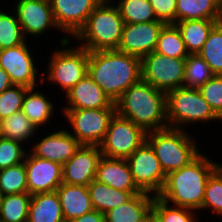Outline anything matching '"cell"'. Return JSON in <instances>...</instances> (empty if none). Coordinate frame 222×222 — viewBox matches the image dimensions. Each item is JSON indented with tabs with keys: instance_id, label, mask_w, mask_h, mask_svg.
<instances>
[{
	"instance_id": "obj_24",
	"label": "cell",
	"mask_w": 222,
	"mask_h": 222,
	"mask_svg": "<svg viewBox=\"0 0 222 222\" xmlns=\"http://www.w3.org/2000/svg\"><path fill=\"white\" fill-rule=\"evenodd\" d=\"M154 197L147 192L135 194L125 204L107 211L105 222H138L152 208Z\"/></svg>"
},
{
	"instance_id": "obj_41",
	"label": "cell",
	"mask_w": 222,
	"mask_h": 222,
	"mask_svg": "<svg viewBox=\"0 0 222 222\" xmlns=\"http://www.w3.org/2000/svg\"><path fill=\"white\" fill-rule=\"evenodd\" d=\"M159 21L165 24L176 23L177 0H149Z\"/></svg>"
},
{
	"instance_id": "obj_15",
	"label": "cell",
	"mask_w": 222,
	"mask_h": 222,
	"mask_svg": "<svg viewBox=\"0 0 222 222\" xmlns=\"http://www.w3.org/2000/svg\"><path fill=\"white\" fill-rule=\"evenodd\" d=\"M15 4L14 13L25 38L28 33L41 36L48 28L58 29L50 0H18Z\"/></svg>"
},
{
	"instance_id": "obj_28",
	"label": "cell",
	"mask_w": 222,
	"mask_h": 222,
	"mask_svg": "<svg viewBox=\"0 0 222 222\" xmlns=\"http://www.w3.org/2000/svg\"><path fill=\"white\" fill-rule=\"evenodd\" d=\"M37 129L22 110L0 121V137L20 143L31 139Z\"/></svg>"
},
{
	"instance_id": "obj_29",
	"label": "cell",
	"mask_w": 222,
	"mask_h": 222,
	"mask_svg": "<svg viewBox=\"0 0 222 222\" xmlns=\"http://www.w3.org/2000/svg\"><path fill=\"white\" fill-rule=\"evenodd\" d=\"M31 197L29 193L2 196L0 222H27Z\"/></svg>"
},
{
	"instance_id": "obj_6",
	"label": "cell",
	"mask_w": 222,
	"mask_h": 222,
	"mask_svg": "<svg viewBox=\"0 0 222 222\" xmlns=\"http://www.w3.org/2000/svg\"><path fill=\"white\" fill-rule=\"evenodd\" d=\"M168 127L182 129L189 123L221 120L197 88L178 87L166 93Z\"/></svg>"
},
{
	"instance_id": "obj_14",
	"label": "cell",
	"mask_w": 222,
	"mask_h": 222,
	"mask_svg": "<svg viewBox=\"0 0 222 222\" xmlns=\"http://www.w3.org/2000/svg\"><path fill=\"white\" fill-rule=\"evenodd\" d=\"M26 166L28 193L53 192L63 183L62 164L27 153Z\"/></svg>"
},
{
	"instance_id": "obj_31",
	"label": "cell",
	"mask_w": 222,
	"mask_h": 222,
	"mask_svg": "<svg viewBox=\"0 0 222 222\" xmlns=\"http://www.w3.org/2000/svg\"><path fill=\"white\" fill-rule=\"evenodd\" d=\"M215 74L199 54H189L185 58L184 87L199 89Z\"/></svg>"
},
{
	"instance_id": "obj_42",
	"label": "cell",
	"mask_w": 222,
	"mask_h": 222,
	"mask_svg": "<svg viewBox=\"0 0 222 222\" xmlns=\"http://www.w3.org/2000/svg\"><path fill=\"white\" fill-rule=\"evenodd\" d=\"M70 222H105V215L93 210L80 217L72 219Z\"/></svg>"
},
{
	"instance_id": "obj_27",
	"label": "cell",
	"mask_w": 222,
	"mask_h": 222,
	"mask_svg": "<svg viewBox=\"0 0 222 222\" xmlns=\"http://www.w3.org/2000/svg\"><path fill=\"white\" fill-rule=\"evenodd\" d=\"M221 3L218 0H177L176 22L182 20H218Z\"/></svg>"
},
{
	"instance_id": "obj_25",
	"label": "cell",
	"mask_w": 222,
	"mask_h": 222,
	"mask_svg": "<svg viewBox=\"0 0 222 222\" xmlns=\"http://www.w3.org/2000/svg\"><path fill=\"white\" fill-rule=\"evenodd\" d=\"M179 29L189 54H198L217 20H182L174 23Z\"/></svg>"
},
{
	"instance_id": "obj_45",
	"label": "cell",
	"mask_w": 222,
	"mask_h": 222,
	"mask_svg": "<svg viewBox=\"0 0 222 222\" xmlns=\"http://www.w3.org/2000/svg\"><path fill=\"white\" fill-rule=\"evenodd\" d=\"M217 23L220 25V27L222 28V4H221V8H220V12H219V16H218V20Z\"/></svg>"
},
{
	"instance_id": "obj_16",
	"label": "cell",
	"mask_w": 222,
	"mask_h": 222,
	"mask_svg": "<svg viewBox=\"0 0 222 222\" xmlns=\"http://www.w3.org/2000/svg\"><path fill=\"white\" fill-rule=\"evenodd\" d=\"M100 3L99 0H50L58 30L70 34L73 38L84 27L88 16Z\"/></svg>"
},
{
	"instance_id": "obj_2",
	"label": "cell",
	"mask_w": 222,
	"mask_h": 222,
	"mask_svg": "<svg viewBox=\"0 0 222 222\" xmlns=\"http://www.w3.org/2000/svg\"><path fill=\"white\" fill-rule=\"evenodd\" d=\"M199 153L187 165L166 175L158 197L175 206L202 210L207 180L221 165Z\"/></svg>"
},
{
	"instance_id": "obj_35",
	"label": "cell",
	"mask_w": 222,
	"mask_h": 222,
	"mask_svg": "<svg viewBox=\"0 0 222 222\" xmlns=\"http://www.w3.org/2000/svg\"><path fill=\"white\" fill-rule=\"evenodd\" d=\"M26 40L16 14L0 10V50L18 46Z\"/></svg>"
},
{
	"instance_id": "obj_19",
	"label": "cell",
	"mask_w": 222,
	"mask_h": 222,
	"mask_svg": "<svg viewBox=\"0 0 222 222\" xmlns=\"http://www.w3.org/2000/svg\"><path fill=\"white\" fill-rule=\"evenodd\" d=\"M65 95L68 105L63 107L64 109L115 108V103L110 100L88 73Z\"/></svg>"
},
{
	"instance_id": "obj_9",
	"label": "cell",
	"mask_w": 222,
	"mask_h": 222,
	"mask_svg": "<svg viewBox=\"0 0 222 222\" xmlns=\"http://www.w3.org/2000/svg\"><path fill=\"white\" fill-rule=\"evenodd\" d=\"M146 134L142 127L115 114L99 147L106 157L127 159L146 141Z\"/></svg>"
},
{
	"instance_id": "obj_7",
	"label": "cell",
	"mask_w": 222,
	"mask_h": 222,
	"mask_svg": "<svg viewBox=\"0 0 222 222\" xmlns=\"http://www.w3.org/2000/svg\"><path fill=\"white\" fill-rule=\"evenodd\" d=\"M89 51L78 45L69 49H55L47 68L48 81L68 92L88 73Z\"/></svg>"
},
{
	"instance_id": "obj_11",
	"label": "cell",
	"mask_w": 222,
	"mask_h": 222,
	"mask_svg": "<svg viewBox=\"0 0 222 222\" xmlns=\"http://www.w3.org/2000/svg\"><path fill=\"white\" fill-rule=\"evenodd\" d=\"M126 160L136 186L142 192L158 196L166 175L151 146L145 141Z\"/></svg>"
},
{
	"instance_id": "obj_44",
	"label": "cell",
	"mask_w": 222,
	"mask_h": 222,
	"mask_svg": "<svg viewBox=\"0 0 222 222\" xmlns=\"http://www.w3.org/2000/svg\"><path fill=\"white\" fill-rule=\"evenodd\" d=\"M138 222H154V209L151 208Z\"/></svg>"
},
{
	"instance_id": "obj_39",
	"label": "cell",
	"mask_w": 222,
	"mask_h": 222,
	"mask_svg": "<svg viewBox=\"0 0 222 222\" xmlns=\"http://www.w3.org/2000/svg\"><path fill=\"white\" fill-rule=\"evenodd\" d=\"M18 141L0 137V170L24 162L27 155Z\"/></svg>"
},
{
	"instance_id": "obj_36",
	"label": "cell",
	"mask_w": 222,
	"mask_h": 222,
	"mask_svg": "<svg viewBox=\"0 0 222 222\" xmlns=\"http://www.w3.org/2000/svg\"><path fill=\"white\" fill-rule=\"evenodd\" d=\"M168 205L158 196L154 197L152 208L162 222H197L194 209ZM173 207V208H172Z\"/></svg>"
},
{
	"instance_id": "obj_46",
	"label": "cell",
	"mask_w": 222,
	"mask_h": 222,
	"mask_svg": "<svg viewBox=\"0 0 222 222\" xmlns=\"http://www.w3.org/2000/svg\"><path fill=\"white\" fill-rule=\"evenodd\" d=\"M154 222H162L159 218H157L155 211H154Z\"/></svg>"
},
{
	"instance_id": "obj_43",
	"label": "cell",
	"mask_w": 222,
	"mask_h": 222,
	"mask_svg": "<svg viewBox=\"0 0 222 222\" xmlns=\"http://www.w3.org/2000/svg\"><path fill=\"white\" fill-rule=\"evenodd\" d=\"M13 83L10 80L8 73L0 67V93L11 87Z\"/></svg>"
},
{
	"instance_id": "obj_34",
	"label": "cell",
	"mask_w": 222,
	"mask_h": 222,
	"mask_svg": "<svg viewBox=\"0 0 222 222\" xmlns=\"http://www.w3.org/2000/svg\"><path fill=\"white\" fill-rule=\"evenodd\" d=\"M0 193L2 196L28 193L26 166L24 162L0 170Z\"/></svg>"
},
{
	"instance_id": "obj_38",
	"label": "cell",
	"mask_w": 222,
	"mask_h": 222,
	"mask_svg": "<svg viewBox=\"0 0 222 222\" xmlns=\"http://www.w3.org/2000/svg\"><path fill=\"white\" fill-rule=\"evenodd\" d=\"M29 88L23 85H12L0 93V121L13 113L21 111L24 96Z\"/></svg>"
},
{
	"instance_id": "obj_32",
	"label": "cell",
	"mask_w": 222,
	"mask_h": 222,
	"mask_svg": "<svg viewBox=\"0 0 222 222\" xmlns=\"http://www.w3.org/2000/svg\"><path fill=\"white\" fill-rule=\"evenodd\" d=\"M117 6L124 23L159 21L149 0H119Z\"/></svg>"
},
{
	"instance_id": "obj_47",
	"label": "cell",
	"mask_w": 222,
	"mask_h": 222,
	"mask_svg": "<svg viewBox=\"0 0 222 222\" xmlns=\"http://www.w3.org/2000/svg\"><path fill=\"white\" fill-rule=\"evenodd\" d=\"M100 2H110L112 3L113 0H99Z\"/></svg>"
},
{
	"instance_id": "obj_23",
	"label": "cell",
	"mask_w": 222,
	"mask_h": 222,
	"mask_svg": "<svg viewBox=\"0 0 222 222\" xmlns=\"http://www.w3.org/2000/svg\"><path fill=\"white\" fill-rule=\"evenodd\" d=\"M87 187L94 210L103 214L125 204L135 194L142 192L114 189L106 184L98 182L97 180H93Z\"/></svg>"
},
{
	"instance_id": "obj_13",
	"label": "cell",
	"mask_w": 222,
	"mask_h": 222,
	"mask_svg": "<svg viewBox=\"0 0 222 222\" xmlns=\"http://www.w3.org/2000/svg\"><path fill=\"white\" fill-rule=\"evenodd\" d=\"M165 25L162 21L124 23L118 51L140 58L154 52L159 33Z\"/></svg>"
},
{
	"instance_id": "obj_5",
	"label": "cell",
	"mask_w": 222,
	"mask_h": 222,
	"mask_svg": "<svg viewBox=\"0 0 222 222\" xmlns=\"http://www.w3.org/2000/svg\"><path fill=\"white\" fill-rule=\"evenodd\" d=\"M146 142L156 154L165 175L181 169L200 153L196 141L183 128L149 131Z\"/></svg>"
},
{
	"instance_id": "obj_1",
	"label": "cell",
	"mask_w": 222,
	"mask_h": 222,
	"mask_svg": "<svg viewBox=\"0 0 222 222\" xmlns=\"http://www.w3.org/2000/svg\"><path fill=\"white\" fill-rule=\"evenodd\" d=\"M88 75L115 103L141 80V58L118 50L89 52Z\"/></svg>"
},
{
	"instance_id": "obj_3",
	"label": "cell",
	"mask_w": 222,
	"mask_h": 222,
	"mask_svg": "<svg viewBox=\"0 0 222 222\" xmlns=\"http://www.w3.org/2000/svg\"><path fill=\"white\" fill-rule=\"evenodd\" d=\"M116 114L131 120L146 132L168 127L166 93L140 80L115 102Z\"/></svg>"
},
{
	"instance_id": "obj_37",
	"label": "cell",
	"mask_w": 222,
	"mask_h": 222,
	"mask_svg": "<svg viewBox=\"0 0 222 222\" xmlns=\"http://www.w3.org/2000/svg\"><path fill=\"white\" fill-rule=\"evenodd\" d=\"M203 209H211L214 214L222 215V164L207 180Z\"/></svg>"
},
{
	"instance_id": "obj_4",
	"label": "cell",
	"mask_w": 222,
	"mask_h": 222,
	"mask_svg": "<svg viewBox=\"0 0 222 222\" xmlns=\"http://www.w3.org/2000/svg\"><path fill=\"white\" fill-rule=\"evenodd\" d=\"M123 26L124 21L118 6H114L113 2H101L90 13L86 24L74 38L81 41L80 47L89 52L117 50Z\"/></svg>"
},
{
	"instance_id": "obj_26",
	"label": "cell",
	"mask_w": 222,
	"mask_h": 222,
	"mask_svg": "<svg viewBox=\"0 0 222 222\" xmlns=\"http://www.w3.org/2000/svg\"><path fill=\"white\" fill-rule=\"evenodd\" d=\"M29 88L24 96L22 111L25 116L38 128L49 123L53 117L54 104L41 91Z\"/></svg>"
},
{
	"instance_id": "obj_40",
	"label": "cell",
	"mask_w": 222,
	"mask_h": 222,
	"mask_svg": "<svg viewBox=\"0 0 222 222\" xmlns=\"http://www.w3.org/2000/svg\"><path fill=\"white\" fill-rule=\"evenodd\" d=\"M199 90L214 113L222 120V75H214Z\"/></svg>"
},
{
	"instance_id": "obj_12",
	"label": "cell",
	"mask_w": 222,
	"mask_h": 222,
	"mask_svg": "<svg viewBox=\"0 0 222 222\" xmlns=\"http://www.w3.org/2000/svg\"><path fill=\"white\" fill-rule=\"evenodd\" d=\"M29 50L26 41L18 46L0 50V67L8 73L14 85L33 88L38 84V68H35V60Z\"/></svg>"
},
{
	"instance_id": "obj_10",
	"label": "cell",
	"mask_w": 222,
	"mask_h": 222,
	"mask_svg": "<svg viewBox=\"0 0 222 222\" xmlns=\"http://www.w3.org/2000/svg\"><path fill=\"white\" fill-rule=\"evenodd\" d=\"M185 58L151 52L141 58V80L167 93L184 84Z\"/></svg>"
},
{
	"instance_id": "obj_18",
	"label": "cell",
	"mask_w": 222,
	"mask_h": 222,
	"mask_svg": "<svg viewBox=\"0 0 222 222\" xmlns=\"http://www.w3.org/2000/svg\"><path fill=\"white\" fill-rule=\"evenodd\" d=\"M32 146V155L65 164L80 148L79 141L67 130L55 131Z\"/></svg>"
},
{
	"instance_id": "obj_33",
	"label": "cell",
	"mask_w": 222,
	"mask_h": 222,
	"mask_svg": "<svg viewBox=\"0 0 222 222\" xmlns=\"http://www.w3.org/2000/svg\"><path fill=\"white\" fill-rule=\"evenodd\" d=\"M215 75H222V28L217 23L198 53Z\"/></svg>"
},
{
	"instance_id": "obj_20",
	"label": "cell",
	"mask_w": 222,
	"mask_h": 222,
	"mask_svg": "<svg viewBox=\"0 0 222 222\" xmlns=\"http://www.w3.org/2000/svg\"><path fill=\"white\" fill-rule=\"evenodd\" d=\"M95 180L114 189L141 191L135 184L126 159L101 156L96 170Z\"/></svg>"
},
{
	"instance_id": "obj_21",
	"label": "cell",
	"mask_w": 222,
	"mask_h": 222,
	"mask_svg": "<svg viewBox=\"0 0 222 222\" xmlns=\"http://www.w3.org/2000/svg\"><path fill=\"white\" fill-rule=\"evenodd\" d=\"M56 192L65 222L94 210L87 186L62 183Z\"/></svg>"
},
{
	"instance_id": "obj_8",
	"label": "cell",
	"mask_w": 222,
	"mask_h": 222,
	"mask_svg": "<svg viewBox=\"0 0 222 222\" xmlns=\"http://www.w3.org/2000/svg\"><path fill=\"white\" fill-rule=\"evenodd\" d=\"M62 111L73 129L71 134L81 145L87 146L101 144L110 121L116 114L115 108L63 109Z\"/></svg>"
},
{
	"instance_id": "obj_30",
	"label": "cell",
	"mask_w": 222,
	"mask_h": 222,
	"mask_svg": "<svg viewBox=\"0 0 222 222\" xmlns=\"http://www.w3.org/2000/svg\"><path fill=\"white\" fill-rule=\"evenodd\" d=\"M154 51L170 58H186L189 55L181 33L175 24L163 26Z\"/></svg>"
},
{
	"instance_id": "obj_17",
	"label": "cell",
	"mask_w": 222,
	"mask_h": 222,
	"mask_svg": "<svg viewBox=\"0 0 222 222\" xmlns=\"http://www.w3.org/2000/svg\"><path fill=\"white\" fill-rule=\"evenodd\" d=\"M101 156L99 146L81 145L75 154L62 165L63 183L88 186L95 180Z\"/></svg>"
},
{
	"instance_id": "obj_22",
	"label": "cell",
	"mask_w": 222,
	"mask_h": 222,
	"mask_svg": "<svg viewBox=\"0 0 222 222\" xmlns=\"http://www.w3.org/2000/svg\"><path fill=\"white\" fill-rule=\"evenodd\" d=\"M27 222H65L56 191L32 195Z\"/></svg>"
}]
</instances>
